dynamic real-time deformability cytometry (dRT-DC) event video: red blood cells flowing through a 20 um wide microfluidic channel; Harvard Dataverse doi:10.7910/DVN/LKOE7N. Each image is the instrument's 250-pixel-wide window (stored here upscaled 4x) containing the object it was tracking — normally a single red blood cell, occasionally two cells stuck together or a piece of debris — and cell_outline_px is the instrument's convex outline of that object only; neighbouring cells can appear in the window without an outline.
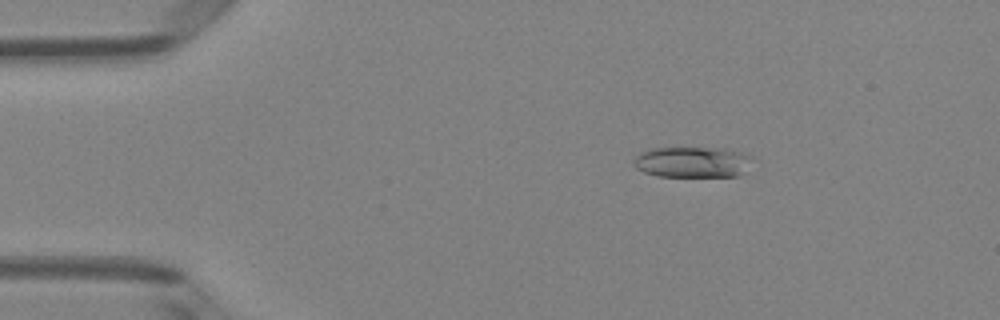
{"species": "Egyptian fruit bat (a non-hibernating species)", "species_latin": "Rousettus aegyptiacus", "temperature_condition": "room temperature", "stored_images_in_passage": 48, "camera_frame_rate_fps": 3000, "um_per_image_px": 0.085, "animal": {"sex": "female"}, "frame": {"image": 1, "passage_image": 6, "time_ms": 1.667, "image_size_px": [1000, 320], "cell_outline_px": [[752, 156], [744, 172], [740, 176], [656, 176], [644, 172], [636, 168], [632, 164], [632, 160], [640, 152], [648, 148], [724, 148], [740, 152]], "centroid_in_image_um": [58.8, 13.77], "position_along_channel_um": 26.2, "area_um2": 21.39}}
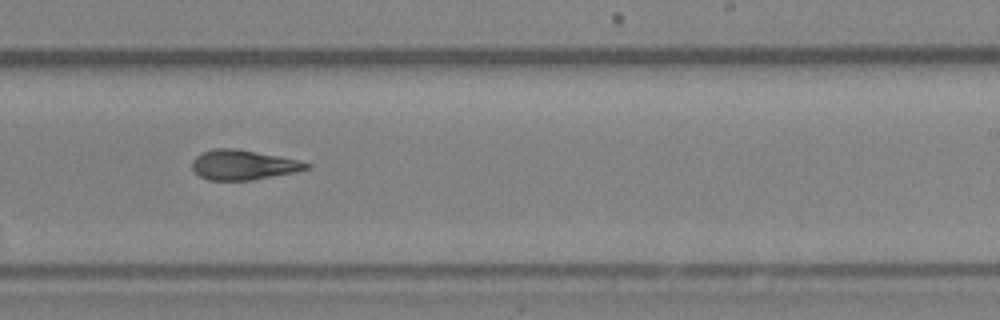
{"frame": {"image": 2, "passage_image": 29, "time_ms": 9.333, "image_size_px": [1000, 320], "cell_outline_px": [[312, 164], [308, 168], [296, 172], [252, 180], [208, 180], [200, 176], [192, 168], [192, 160], [200, 152], [216, 148], [236, 148], [300, 160]], "centroid_in_image_um": [20.67, 14.01], "position_along_channel_um": 268.3, "area_um2": 19.94}}
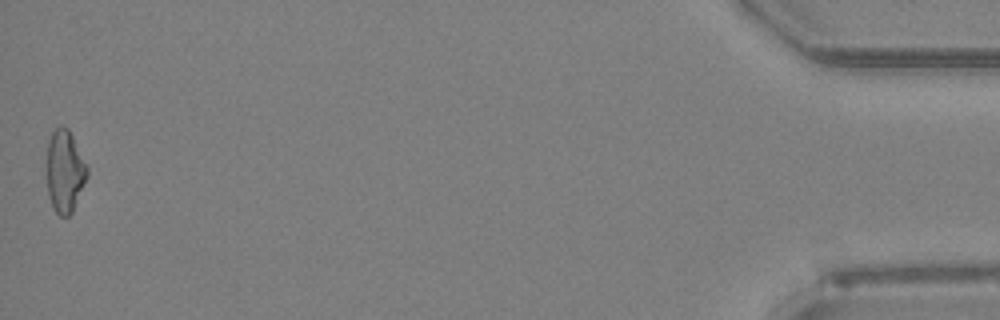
{"frame": {"image": 3, "passage_image": 48, "time_ms": 15.667, "image_size_px": [1000, 320], "cell_outline_px": [[88, 176], [72, 212], [68, 216], [60, 216], [52, 208], [48, 196], [44, 176], [48, 140], [52, 132], [60, 124], [68, 128], [88, 164]], "centroid_in_image_um": [5.47, 14.54], "position_along_channel_um": 429.7, "area_um2": 20.29}, "authors_computed_cell_mechanics": {"area_um2": 20.3167, "velocity_mm_per_s": 4.0348, "shape_relaxation_time_tau1_ms": 4.5098, "shape_relaxation_time_tau2_ms": 3.0292, "deformation_change_tau1": 0.1564, "deformation_change_tau2": 0.1306}}